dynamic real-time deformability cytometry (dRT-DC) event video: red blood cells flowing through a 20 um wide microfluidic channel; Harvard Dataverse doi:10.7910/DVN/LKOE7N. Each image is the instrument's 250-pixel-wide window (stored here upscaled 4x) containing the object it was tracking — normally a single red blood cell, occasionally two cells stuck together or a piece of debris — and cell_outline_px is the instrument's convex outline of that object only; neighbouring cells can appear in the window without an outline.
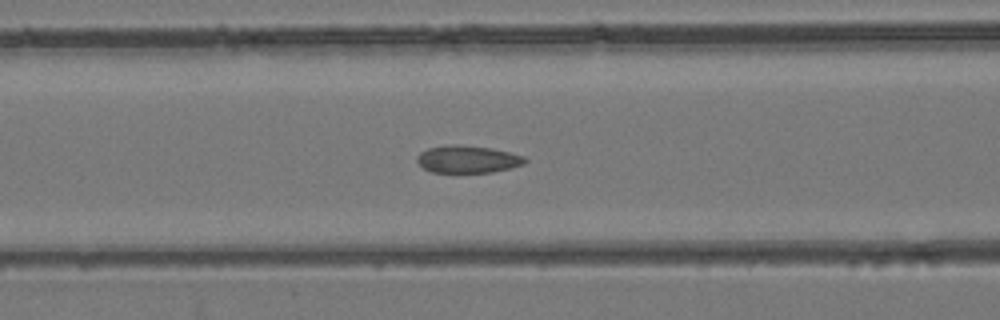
{"species": "common noctule bat (a hibernating species)", "species_latin": "Nyctalus noctula", "temperature_condition": "room temperature", "stored_images_in_passage": 38, "camera_frame_rate_fps": 3000, "um_per_image_px": 0.085, "animal": {"sex": "female", "body_mass_g": 24.6, "forearm_length_mm": 56.2}, "frame": {"image": 1, "passage_image": 11, "time_ms": 3.333, "image_size_px": [1000, 320], "cell_outline_px": [[528, 160], [524, 164], [492, 172], [432, 172], [424, 168], [416, 160], [416, 156], [420, 152], [428, 148], [452, 144], [492, 148], [524, 156]], "centroid_in_image_um": [39.74, 13.53], "position_along_channel_um": 126.9, "area_um2": 17.05}}
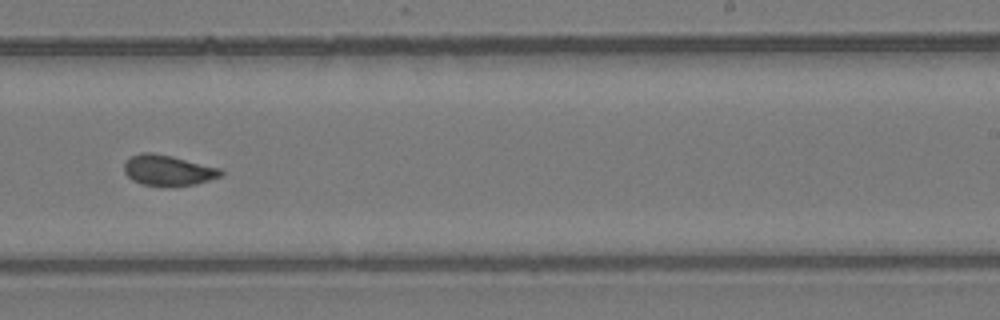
{"frame": {"image": 2, "passage_image": 21, "time_ms": 6.667, "image_size_px": [1000, 320], "cell_outline_px": [[224, 172], [220, 176], [196, 184], [144, 184], [132, 180], [124, 172], [124, 164], [132, 156], [140, 152], [152, 152], [172, 156], [220, 168]], "centroid_in_image_um": [14.27, 14.44], "position_along_channel_um": 274.7, "area_um2": 16.65}}
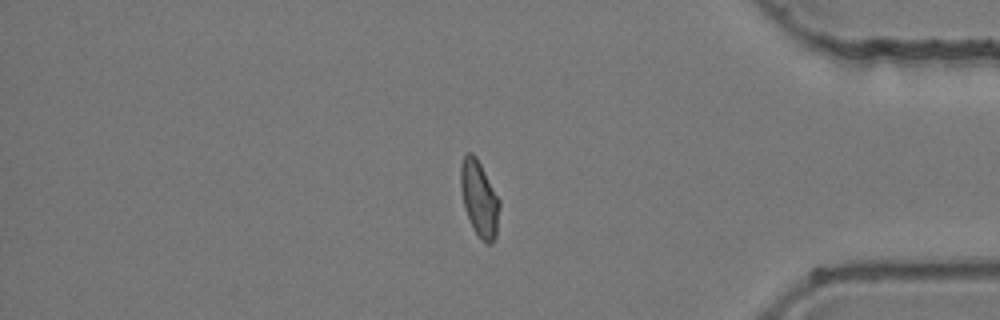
{"frame": {"image": 3, "passage_image": 31, "time_ms": 10.0, "image_size_px": [1000, 320], "cell_outline_px": [[500, 208], [496, 236], [492, 244], [488, 244], [472, 228], [464, 208], [460, 188], [460, 164], [464, 156], [468, 152], [472, 152], [476, 156], [500, 200]], "centroid_in_image_um": [40.73, 16.86], "position_along_channel_um": 394.5, "area_um2": 17.22}}